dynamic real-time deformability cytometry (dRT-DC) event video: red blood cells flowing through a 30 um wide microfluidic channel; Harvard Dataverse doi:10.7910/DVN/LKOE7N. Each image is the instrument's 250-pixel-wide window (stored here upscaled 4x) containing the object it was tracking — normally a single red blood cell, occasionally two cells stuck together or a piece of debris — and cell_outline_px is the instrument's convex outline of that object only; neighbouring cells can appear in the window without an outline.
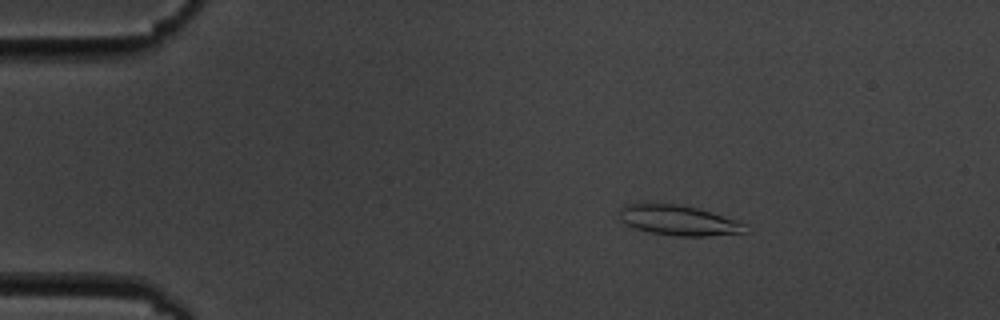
{"species": "common noctule bat (a hibernating species)", "species_latin": "Nyctalus noctula", "temperature_condition": "cold", "stored_images_in_passage": 8, "camera_frame_rate_fps": 3000, "um_per_image_px": 0.085, "animal": {"sex": "male", "body_mass_g": 19.5, "forearm_length_mm": 54.6}, "frame": {"image": 1, "passage_image": 2, "time_ms": 1.333, "image_size_px": [1000, 320], "cell_outline_px": [[748, 232], [704, 236], [676, 236], [652, 232], [636, 228], [620, 220], [620, 208], [624, 204], [680, 204], [696, 208], [736, 220], [744, 224]], "centroid_in_image_um": [57.67, 18.73], "position_along_channel_um": 27.3, "area_um2": 21.62}}
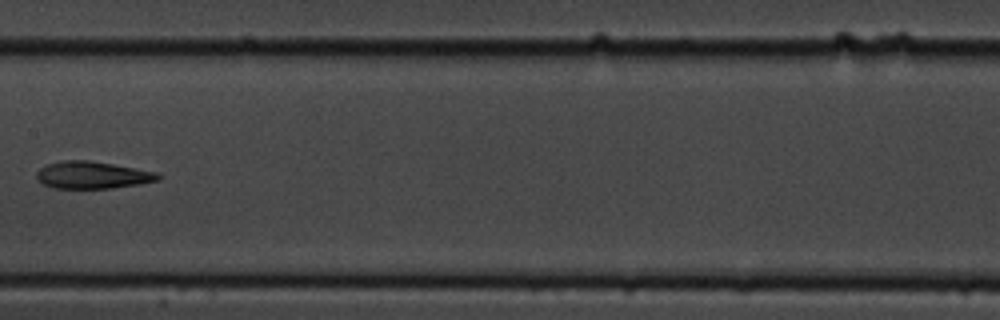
{"frame": {"image": 2, "passage_image": 7, "time_ms": 8.0, "image_size_px": [1000, 320], "cell_outline_px": [[164, 176], [160, 180], [140, 184], [112, 188], [52, 188], [44, 184], [36, 176], [36, 172], [40, 168], [48, 164], [60, 160], [88, 160], [160, 172]], "centroid_in_image_um": [7.92, 14.88], "position_along_channel_um": 199.5, "area_um2": 19.42}}
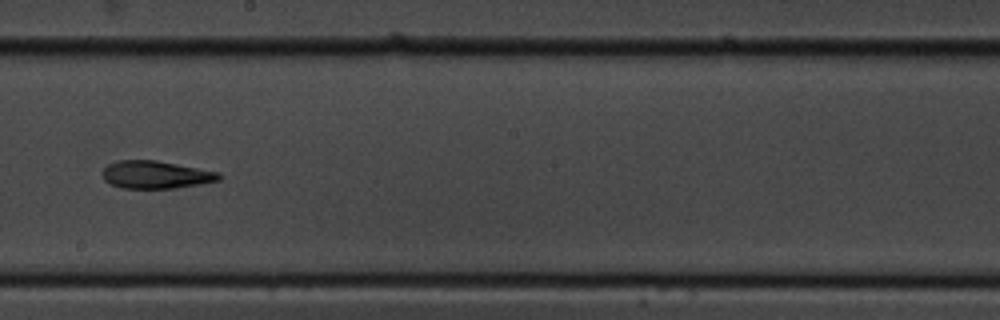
{"frame": {"image": 3, "passage_image": 8, "time_ms": 9.0, "image_size_px": [1000, 320], "cell_outline_px": [[224, 176], [220, 180], [200, 184], [176, 188], [120, 188], [108, 184], [104, 180], [104, 168], [108, 164], [116, 160], [156, 160], [220, 172]], "centroid_in_image_um": [13.26, 14.85], "position_along_channel_um": 234.9, "area_um2": 18.96}}